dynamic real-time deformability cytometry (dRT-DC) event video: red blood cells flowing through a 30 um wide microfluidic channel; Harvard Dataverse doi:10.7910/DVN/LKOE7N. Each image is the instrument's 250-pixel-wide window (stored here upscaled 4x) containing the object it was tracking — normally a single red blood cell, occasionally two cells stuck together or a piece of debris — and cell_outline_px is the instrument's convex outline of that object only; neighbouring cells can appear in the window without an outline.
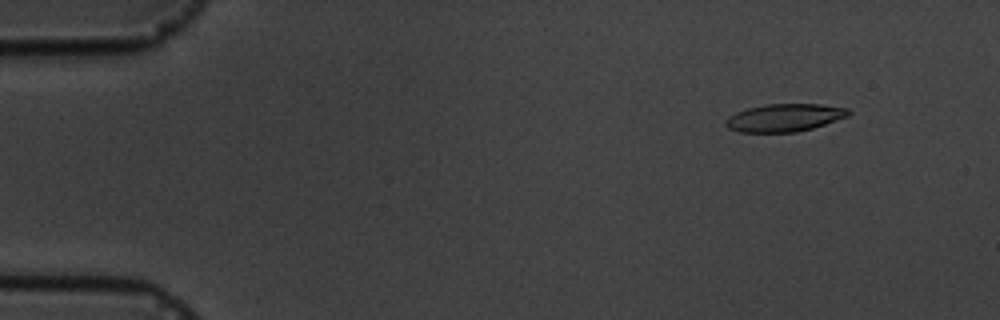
{"species": "common noctule bat (a hibernating species)", "species_latin": "Nyctalus noctula", "temperature_condition": "cold", "stored_images_in_passage": 5, "camera_frame_rate_fps": 3000, "um_per_image_px": 0.085, "animal": {"sex": "male", "body_mass_g": 19.5, "forearm_length_mm": 54.6}, "frame": {"image": 1, "passage_image": 2, "time_ms": 1.0, "image_size_px": [1000, 320], "cell_outline_px": [[852, 112], [848, 116], [812, 128], [796, 132], [740, 132], [728, 128], [724, 124], [724, 120], [728, 116], [736, 112], [748, 108], [768, 104], [820, 104], [848, 108]], "centroid_in_image_um": [66.66, 10.0], "position_along_channel_um": 18.3, "area_um2": 19.83}}
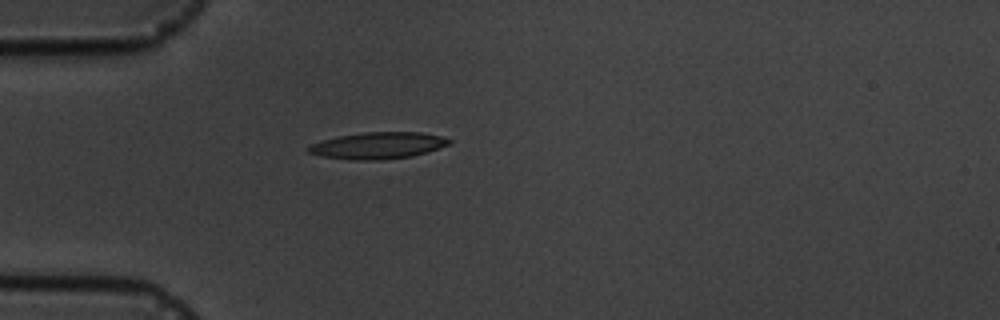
{"frame": {"image": 2, "passage_image": 5, "time_ms": 4.333, "image_size_px": [1000, 320], "cell_outline_px": [[452, 144], [412, 156], [380, 160], [348, 160], [320, 156], [308, 152], [304, 148], [312, 144], [324, 140], [340, 136], [364, 132], [420, 132], [440, 136], [452, 140]], "centroid_in_image_um": [32.12, 12.38], "position_along_channel_um": 52.9, "area_um2": 21.85}}